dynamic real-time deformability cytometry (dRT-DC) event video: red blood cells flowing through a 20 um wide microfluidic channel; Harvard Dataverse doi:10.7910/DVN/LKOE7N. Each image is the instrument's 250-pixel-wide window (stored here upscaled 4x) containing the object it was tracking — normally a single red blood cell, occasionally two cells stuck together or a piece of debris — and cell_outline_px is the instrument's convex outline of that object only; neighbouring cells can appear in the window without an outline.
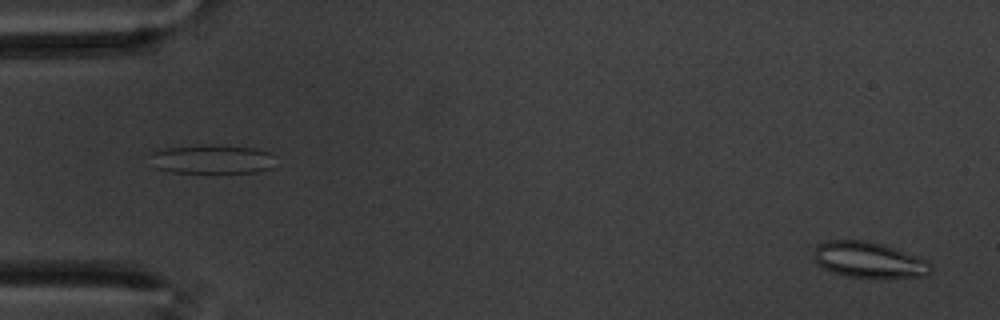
{"species": "common noctule bat (a hibernating species)", "species_latin": "Nyctalus noctula", "temperature_condition": "warm", "stored_images_in_passage": 60, "camera_frame_rate_fps": 3000, "um_per_image_px": 0.085, "animal": {"sex": "male", "body_mass_g": 20.1, "forearm_length_mm": 53.5}, "frame": {"image": 1, "passage_image": 3, "time_ms": 0.667, "image_size_px": [1000, 320], "cell_outline_px": [[932, 272], [924, 276], [848, 276], [832, 272], [824, 268], [812, 260], [816, 244], [828, 240], [868, 240], [884, 244], [924, 260], [932, 264]], "centroid_in_image_um": [73.78, 22.05], "position_along_channel_um": 11.2, "area_um2": 23.99}}
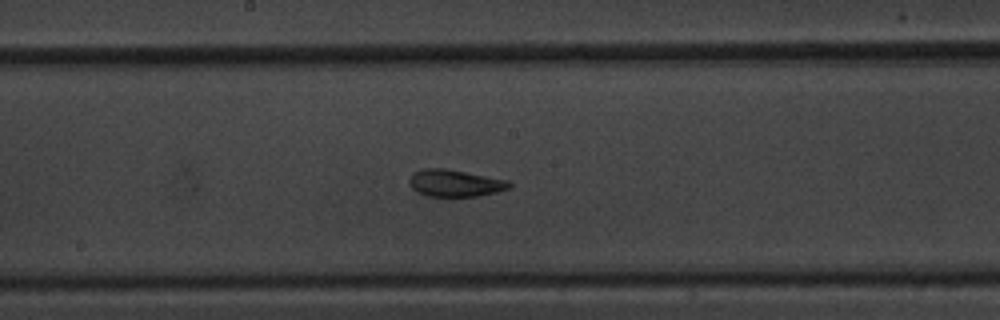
{"frame": {"image": 2, "passage_image": 32, "time_ms": 10.333, "image_size_px": [1000, 320], "cell_outline_px": [[512, 188], [496, 192], [476, 196], [452, 200], [428, 196], [416, 192], [408, 184], [408, 180], [412, 172], [424, 168], [448, 168], [508, 180], [512, 184]], "centroid_in_image_um": [38.64, 15.6], "position_along_channel_um": 209.6, "area_um2": 16.7}}
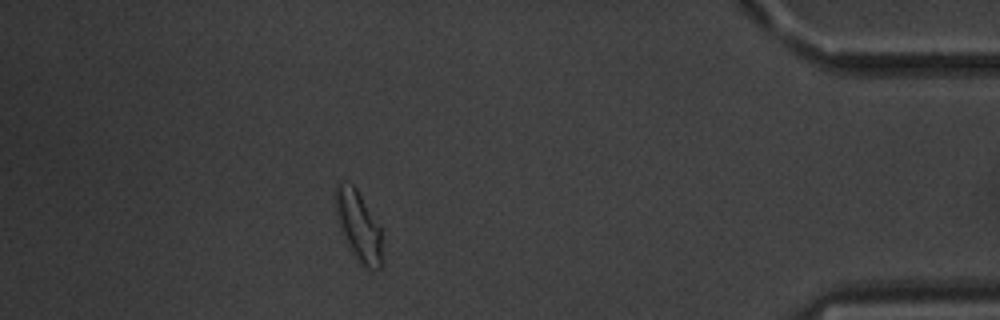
{"frame": {"image": 3, "passage_image": 53, "time_ms": 17.333, "image_size_px": [1000, 320], "cell_outline_px": [[380, 268], [372, 272], [364, 268], [360, 264], [348, 248], [336, 220], [336, 180], [340, 180], [352, 184], [356, 188], [380, 228]], "centroid_in_image_um": [30.42, 19.22], "position_along_channel_um": 404.8, "area_um2": 18.96}, "authors_computed_cell_mechanics": {"area_um2": 17.0221, "velocity_mm_per_s": 3.4204, "shape_relaxation_time_tau1_ms": 5.1747, "shape_relaxation_time_tau2_ms": 2.1266, "deformation_change_tau1": 0.1068, "deformation_change_tau2": 0.0792}}